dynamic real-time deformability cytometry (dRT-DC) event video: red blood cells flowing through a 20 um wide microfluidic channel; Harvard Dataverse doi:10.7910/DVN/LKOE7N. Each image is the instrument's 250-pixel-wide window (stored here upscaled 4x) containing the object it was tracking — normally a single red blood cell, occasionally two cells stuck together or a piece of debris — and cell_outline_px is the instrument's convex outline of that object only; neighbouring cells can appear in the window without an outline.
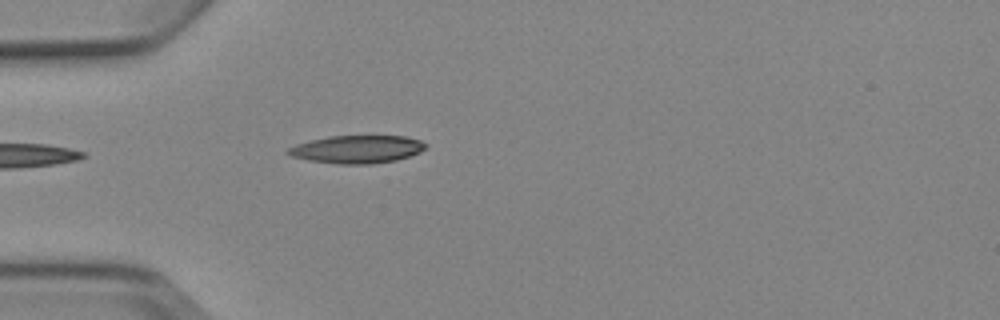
{"species": "Egyptian fruit bat (a non-hibernating species)", "species_latin": "Rousettus aegyptiacus", "temperature_condition": "cold", "stored_images_in_passage": 5, "camera_frame_rate_fps": 3000, "um_per_image_px": 0.085, "animal": {"sex": "female"}, "frame": {"image": 1, "passage_image": 5, "time_ms": 4.667, "image_size_px": [1000, 320], "cell_outline_px": [[428, 144], [420, 152], [396, 160], [372, 164], [340, 164], [308, 160], [292, 156], [284, 152], [288, 148], [296, 144], [328, 136], [404, 136], [420, 140]], "centroid_in_image_um": [30.34, 12.69], "position_along_channel_um": 54.7, "area_um2": 22.25}}